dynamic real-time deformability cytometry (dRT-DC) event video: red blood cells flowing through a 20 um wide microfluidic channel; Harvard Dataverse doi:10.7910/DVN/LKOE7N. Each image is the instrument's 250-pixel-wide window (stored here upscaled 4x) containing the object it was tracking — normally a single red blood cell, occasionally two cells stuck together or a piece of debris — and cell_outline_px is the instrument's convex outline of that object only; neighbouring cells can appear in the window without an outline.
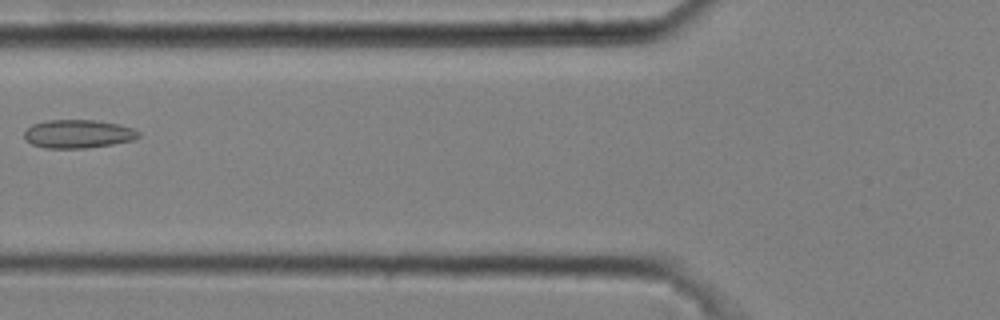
{"species": "common noctule bat (a hibernating species)", "species_latin": "Nyctalus noctula", "temperature_condition": "cold", "stored_images_in_passage": 6, "camera_frame_rate_fps": 3000, "um_per_image_px": 0.085, "animal": {"sex": "male", "body_mass_g": 20.4}, "frame": {"image": 1, "passage_image": 5, "time_ms": 1.333, "image_size_px": [1000, 320], "cell_outline_px": [[140, 136], [132, 140], [112, 144], [88, 148], [44, 148], [32, 144], [24, 136], [24, 132], [32, 124], [48, 120], [92, 120], [116, 124], [132, 128], [140, 132]], "centroid_in_image_um": [6.63, 11.38], "position_along_channel_um": 119.2, "area_um2": 18.73}}
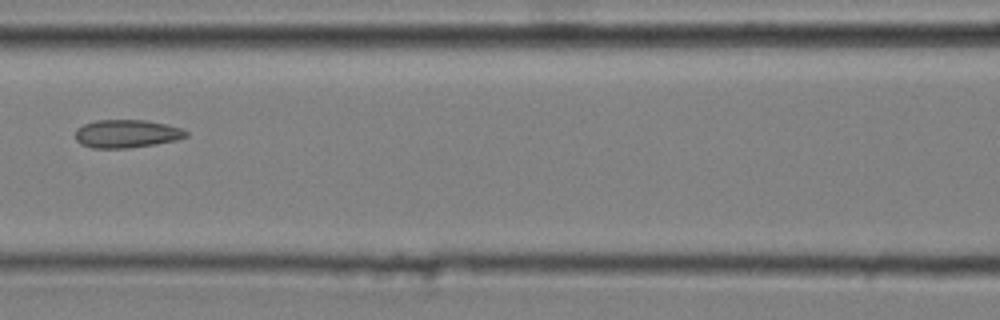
{"frame": {"image": 2, "passage_image": 6, "time_ms": 1.667, "image_size_px": [1000, 320], "cell_outline_px": [[188, 136], [176, 140], [156, 144], [128, 148], [92, 148], [80, 144], [76, 140], [76, 128], [84, 124], [96, 120], [148, 120], [168, 124], [180, 128], [188, 132]], "centroid_in_image_um": [10.77, 11.36], "position_along_channel_um": 155.8, "area_um2": 18.26}}